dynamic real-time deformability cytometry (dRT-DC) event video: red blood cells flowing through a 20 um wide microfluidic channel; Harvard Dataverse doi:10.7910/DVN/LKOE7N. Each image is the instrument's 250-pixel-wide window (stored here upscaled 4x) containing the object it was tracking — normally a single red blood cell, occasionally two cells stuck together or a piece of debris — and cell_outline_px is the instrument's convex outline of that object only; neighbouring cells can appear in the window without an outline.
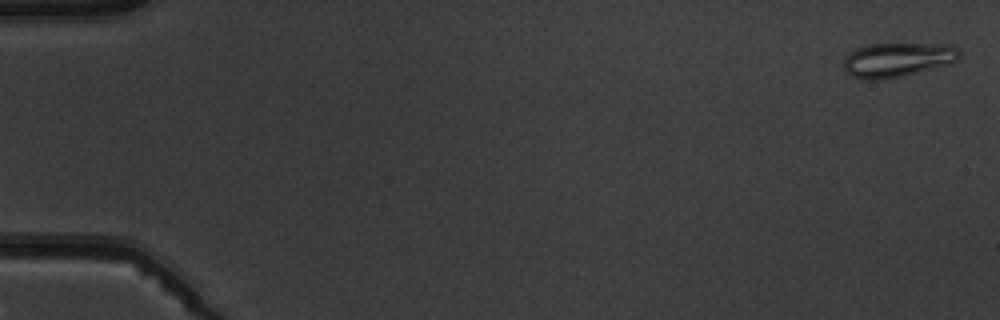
{"species": "common noctule bat (a hibernating species)", "species_latin": "Nyctalus noctula", "temperature_condition": "warm", "stored_images_in_passage": 5, "camera_frame_rate_fps": 3000, "um_per_image_px": 0.085, "animal": {"sex": "male", "body_mass_g": 19.5, "forearm_length_mm": 54.6}, "frame": {"image": 1, "passage_image": 1, "time_ms": 0.0, "image_size_px": [1000, 320], "cell_outline_px": [[960, 56], [956, 60], [948, 64], [904, 76], [876, 80], [864, 80], [852, 76], [844, 68], [844, 60], [856, 48], [868, 44], [952, 44], [960, 52]], "centroid_in_image_um": [76.3, 5.08], "position_along_channel_um": 8.7, "area_um2": 23.0}}
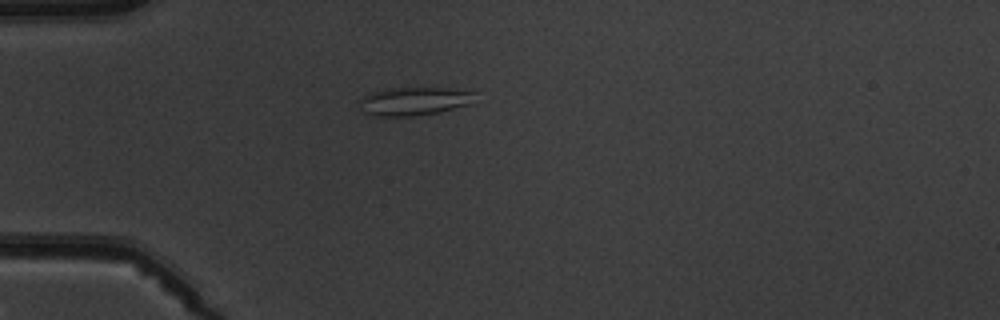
{"frame": {"image": 2, "passage_image": 5, "time_ms": 4.667, "image_size_px": [1000, 320], "cell_outline_px": [[476, 92], [468, 104], [440, 112], [412, 116], [372, 116], [364, 112], [360, 100], [368, 92], [384, 88], [476, 88]], "centroid_in_image_um": [35.24, 8.57], "position_along_channel_um": 49.8, "area_um2": 19.31}}